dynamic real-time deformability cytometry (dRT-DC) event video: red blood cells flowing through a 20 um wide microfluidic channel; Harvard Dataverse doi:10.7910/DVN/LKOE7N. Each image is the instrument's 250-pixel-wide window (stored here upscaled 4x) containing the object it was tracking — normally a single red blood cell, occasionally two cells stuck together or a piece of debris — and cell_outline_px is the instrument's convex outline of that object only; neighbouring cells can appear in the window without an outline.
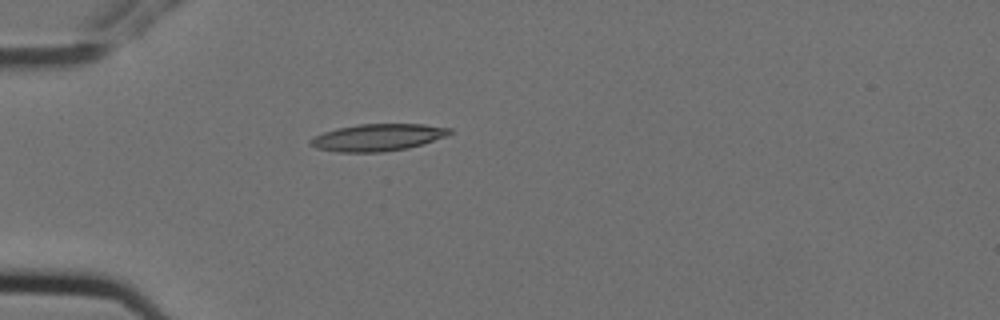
{"species": "Egyptian fruit bat (a non-hibernating species)", "species_latin": "Rousettus aegyptiacus", "temperature_condition": "cold", "stored_images_in_passage": 3, "camera_frame_rate_fps": 3000, "um_per_image_px": 0.085, "animal": {"sex": "female"}, "frame": {"image": 1, "passage_image": 3, "time_ms": 0.667, "image_size_px": [1000, 320], "cell_outline_px": [[452, 132], [448, 136], [408, 148], [384, 152], [336, 152], [316, 148], [308, 144], [308, 140], [324, 132], [336, 128], [360, 124], [424, 124], [452, 128]], "centroid_in_image_um": [32.11, 11.68], "position_along_channel_um": 52.9, "area_um2": 22.08}}